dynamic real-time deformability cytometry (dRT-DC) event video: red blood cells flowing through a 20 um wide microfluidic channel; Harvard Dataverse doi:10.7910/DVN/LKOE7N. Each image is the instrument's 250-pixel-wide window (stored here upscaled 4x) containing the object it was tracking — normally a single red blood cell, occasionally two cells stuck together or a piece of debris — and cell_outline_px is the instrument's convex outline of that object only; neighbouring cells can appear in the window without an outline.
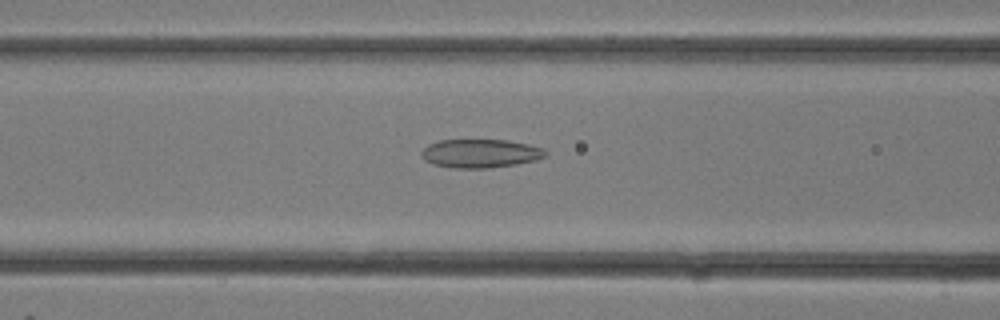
{"species": "common noctule bat (a hibernating species)", "species_latin": "Nyctalus noctula", "temperature_condition": "room temperature", "stored_images_in_passage": 26, "camera_frame_rate_fps": 3000, "um_per_image_px": 0.085, "animal": {"sex": "female"}, "frame": {"image": 1, "passage_image": 11, "time_ms": 3.333, "image_size_px": [1000, 320], "cell_outline_px": [[548, 152], [544, 156], [536, 160], [516, 164], [488, 168], [452, 168], [432, 164], [424, 160], [420, 152], [428, 144], [440, 140], [508, 140], [528, 144], [544, 148]], "centroid_in_image_um": [40.82, 13.04], "position_along_channel_um": 125.8, "area_um2": 20.75}}
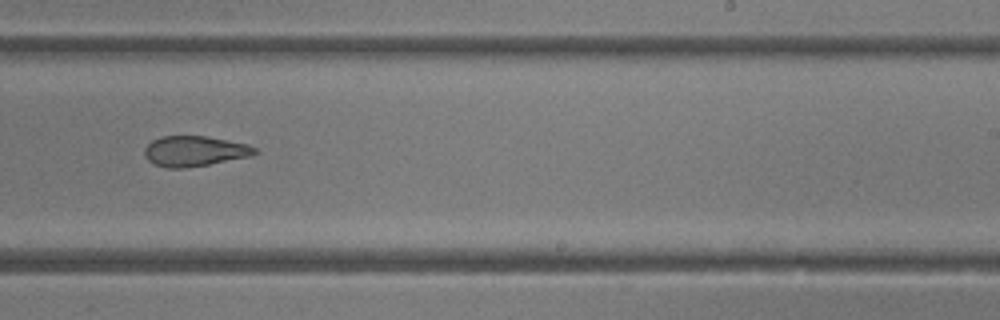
{"frame": {"image": 2, "passage_image": 17, "time_ms": 5.333, "image_size_px": [1000, 320], "cell_outline_px": [[256, 152], [252, 156], [208, 164], [184, 168], [164, 168], [152, 164], [144, 156], [144, 148], [152, 140], [164, 136], [208, 136], [248, 144], [256, 148]], "centroid_in_image_um": [16.51, 12.85], "position_along_channel_um": 272.5, "area_um2": 19.59}}
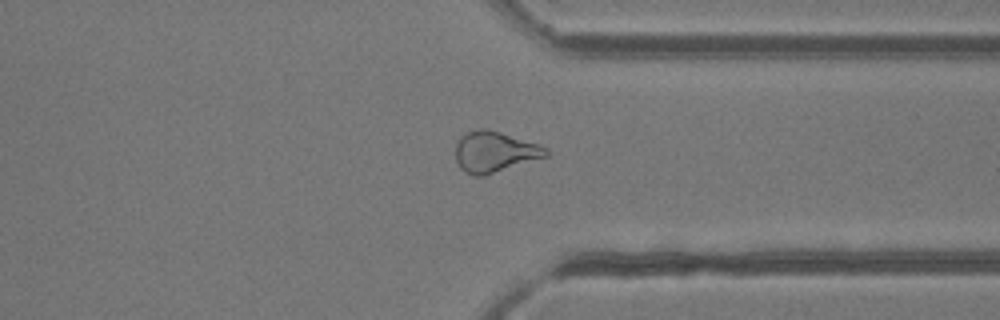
{"frame": {"image": 3, "passage_image": 21, "time_ms": 6.667, "image_size_px": [1000, 320], "cell_outline_px": [[548, 156], [484, 176], [472, 176], [464, 172], [460, 168], [456, 160], [456, 144], [460, 136], [464, 132], [480, 128], [484, 128], [500, 132], [548, 148]], "centroid_in_image_um": [42.0, 12.92], "position_along_channel_um": 369.4, "area_um2": 21.5}}